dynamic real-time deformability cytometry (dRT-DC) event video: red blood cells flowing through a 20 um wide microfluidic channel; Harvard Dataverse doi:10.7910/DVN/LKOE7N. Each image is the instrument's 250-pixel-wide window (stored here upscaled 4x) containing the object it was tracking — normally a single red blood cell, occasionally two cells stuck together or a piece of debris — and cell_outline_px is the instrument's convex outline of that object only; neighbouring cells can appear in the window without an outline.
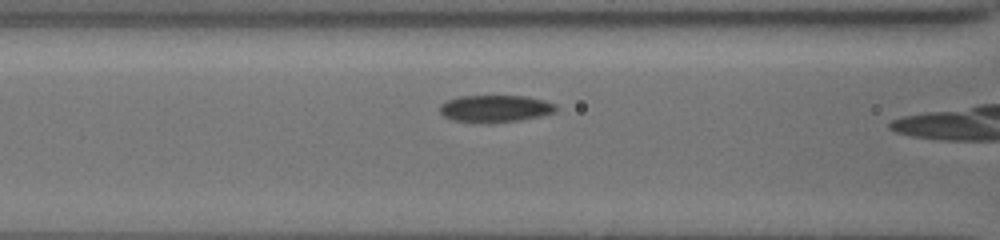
{"species": "common noctule bat (a hibernating species)", "species_latin": "Nyctalus noctula", "temperature_condition": "cold", "stored_images_in_passage": 11, "camera_frame_rate_fps": 3000, "um_per_image_px": 0.085, "animal": {"sex": "female", "body_mass_g": 19.5, "forearm_length_mm": 54.1}, "frame": {"image": 1, "passage_image": 10, "time_ms": 3.0, "image_size_px": [1000, 240], "cell_outline_px": [[560, 108], [556, 112], [540, 116], [520, 120], [492, 124], [488, 124], [452, 120], [444, 116], [440, 112], [440, 104], [444, 100], [460, 96], [528, 96], [544, 100], [556, 104]], "centroid_in_image_um": [42.11, 9.24], "position_along_channel_um": 124.5, "area_um2": 18.84}}